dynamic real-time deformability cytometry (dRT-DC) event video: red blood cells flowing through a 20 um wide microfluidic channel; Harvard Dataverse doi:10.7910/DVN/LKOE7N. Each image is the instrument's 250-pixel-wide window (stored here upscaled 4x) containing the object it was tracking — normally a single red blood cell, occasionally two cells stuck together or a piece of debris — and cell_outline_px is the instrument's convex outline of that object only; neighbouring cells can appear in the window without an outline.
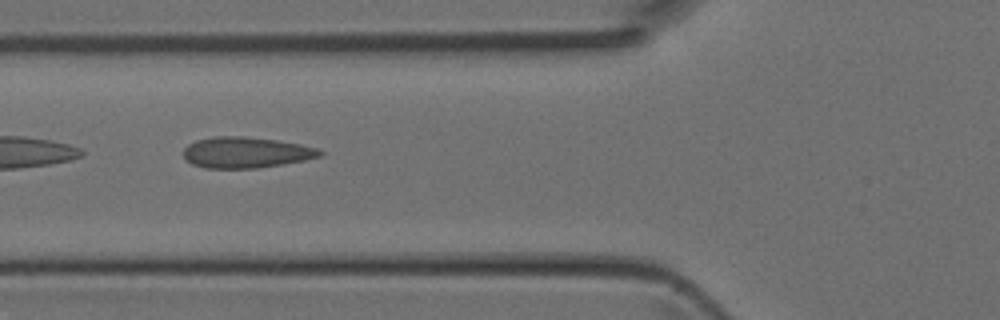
{"species": "Egyptian fruit bat (a non-hibernating species)", "species_latin": "Rousettus aegyptiacus", "temperature_condition": "room temperature", "stored_images_in_passage": 8, "camera_frame_rate_fps": 3000, "um_per_image_px": 0.085, "animal": {"sex": "female"}, "frame": {"image": 1, "passage_image": 3, "time_ms": 0.667, "image_size_px": [1000, 320], "cell_outline_px": [[324, 152], [320, 156], [304, 160], [256, 168], [204, 168], [192, 164], [184, 160], [184, 148], [188, 144], [196, 140], [216, 136], [244, 136], [276, 140], [300, 144], [316, 148]], "centroid_in_image_um": [20.86, 12.96], "position_along_channel_um": 104.9, "area_um2": 24.51}}
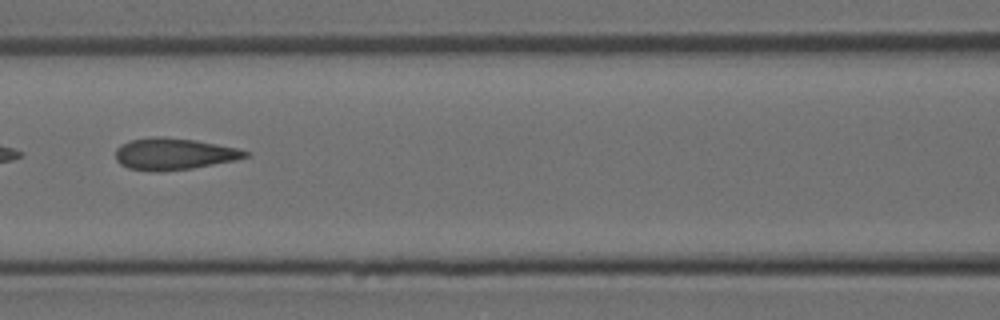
{"frame": {"image": 2, "passage_image": 6, "time_ms": 1.667, "image_size_px": [1000, 320], "cell_outline_px": [[252, 152], [248, 156], [236, 160], [192, 168], [160, 172], [152, 172], [128, 168], [120, 164], [116, 160], [116, 148], [120, 144], [132, 140], [152, 136], [160, 136], [196, 140], [236, 148]], "centroid_in_image_um": [14.76, 13.09], "position_along_channel_um": 151.8, "area_um2": 24.1}}